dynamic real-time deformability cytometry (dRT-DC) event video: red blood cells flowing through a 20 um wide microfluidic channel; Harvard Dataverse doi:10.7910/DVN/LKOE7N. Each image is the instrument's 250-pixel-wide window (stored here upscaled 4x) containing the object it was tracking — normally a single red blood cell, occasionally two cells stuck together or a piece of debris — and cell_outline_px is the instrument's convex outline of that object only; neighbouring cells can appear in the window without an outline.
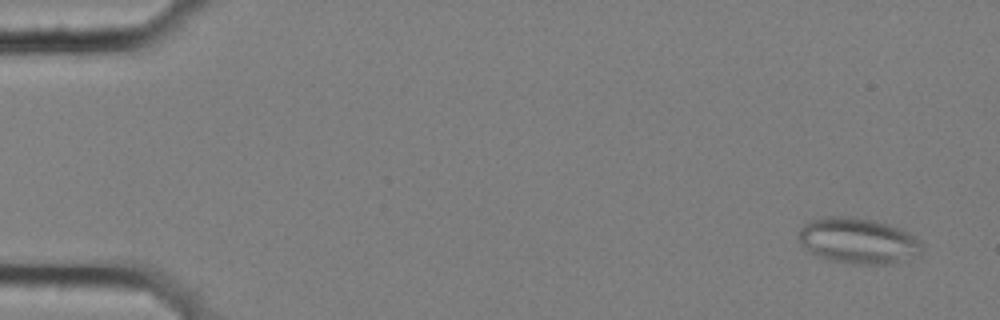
{"species": "common noctule bat (a hibernating species)", "species_latin": "Nyctalus noctula", "temperature_condition": "cold", "stored_images_in_passage": 5, "camera_frame_rate_fps": 3000, "um_per_image_px": 0.085, "animal": {"sex": "female", "body_mass_g": 25.1}, "frame": {"image": 1, "passage_image": 1, "time_ms": 0.0, "image_size_px": [1000, 320], "cell_outline_px": [[924, 252], [888, 264], [852, 264], [828, 260], [816, 256], [808, 252], [800, 244], [796, 236], [800, 228], [808, 220], [828, 216], [856, 216], [888, 224], [900, 228], [908, 232], [920, 240], [924, 244]], "centroid_in_image_um": [72.89, 20.45], "position_along_channel_um": 12.1, "area_um2": 33.47}}